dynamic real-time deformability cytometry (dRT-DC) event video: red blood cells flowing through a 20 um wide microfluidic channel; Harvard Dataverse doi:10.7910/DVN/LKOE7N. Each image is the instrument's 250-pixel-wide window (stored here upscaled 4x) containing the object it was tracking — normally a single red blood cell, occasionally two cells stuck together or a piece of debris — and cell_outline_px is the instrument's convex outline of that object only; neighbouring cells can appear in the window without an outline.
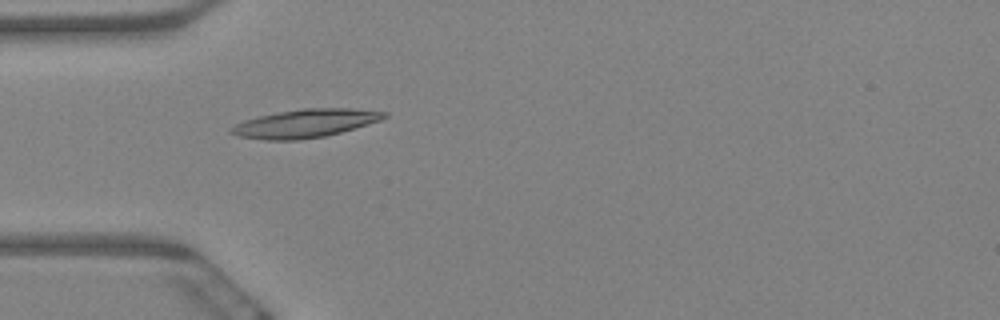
{"species": "Egyptian fruit bat (a non-hibernating species)", "species_latin": "Rousettus aegyptiacus", "temperature_condition": "warm", "stored_images_in_passage": 45, "camera_frame_rate_fps": 3000, "um_per_image_px": 0.085, "animal": {"sex": "female"}, "frame": {"image": 1, "passage_image": 1, "time_ms": 0.0, "image_size_px": [1000, 320], "cell_outline_px": [[388, 116], [380, 120], [340, 132], [324, 136], [296, 140], [268, 140], [240, 136], [228, 132], [228, 128], [244, 120], [260, 116], [280, 112], [304, 108], [352, 108], [388, 112]], "centroid_in_image_um": [25.94, 10.48], "position_along_channel_um": 59.1, "area_um2": 24.91}}
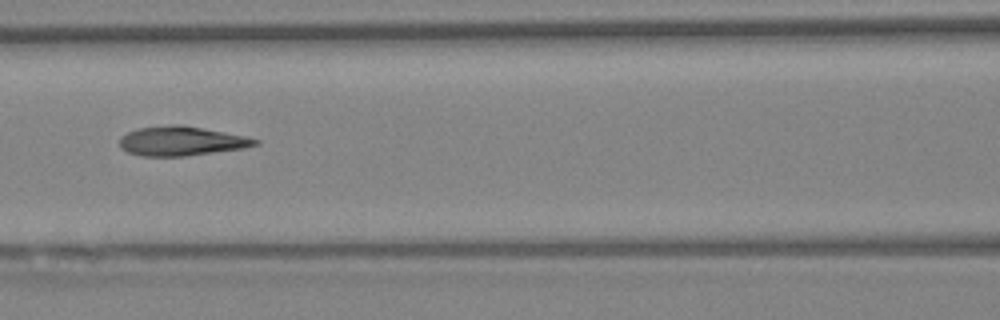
{"frame": {"image": 2, "passage_image": 10, "time_ms": 3.0, "image_size_px": [1000, 320], "cell_outline_px": [[260, 144], [244, 148], [184, 156], [140, 156], [128, 152], [120, 148], [120, 136], [128, 132], [140, 128], [172, 124], [180, 124], [224, 132], [244, 136], [260, 140]], "centroid_in_image_um": [15.4, 11.99], "position_along_channel_um": 151.2, "area_um2": 23.06}}
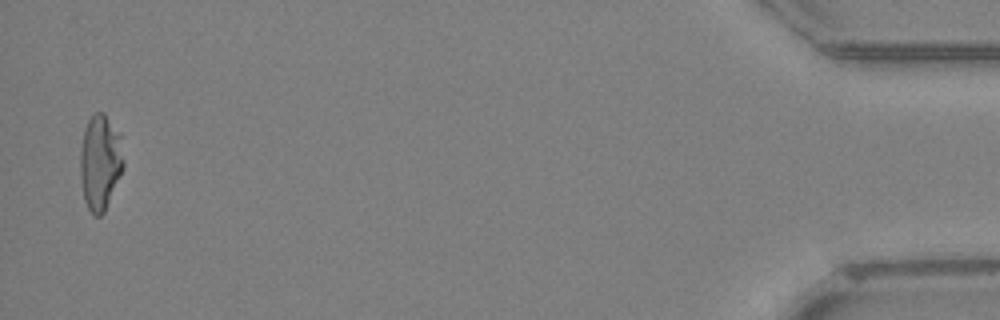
{"frame": {"image": 3, "passage_image": 44, "time_ms": 14.333, "image_size_px": [1000, 320], "cell_outline_px": [[124, 168], [104, 212], [100, 216], [96, 216], [88, 208], [84, 200], [80, 176], [80, 148], [84, 128], [88, 120], [96, 112], [104, 112], [120, 136], [124, 160]], "centroid_in_image_um": [8.51, 13.79], "position_along_channel_um": 426.7, "area_um2": 24.1}, "authors_computed_cell_mechanics": {"area_um2": 22.7732, "velocity_mm_per_s": 3.2297, "shape_relaxation_time_tau1_ms": 6.5208, "shape_relaxation_time_tau2_ms": 2.2856, "deformation_change_tau1": 0.2219, "deformation_change_tau2": 0.1248}}